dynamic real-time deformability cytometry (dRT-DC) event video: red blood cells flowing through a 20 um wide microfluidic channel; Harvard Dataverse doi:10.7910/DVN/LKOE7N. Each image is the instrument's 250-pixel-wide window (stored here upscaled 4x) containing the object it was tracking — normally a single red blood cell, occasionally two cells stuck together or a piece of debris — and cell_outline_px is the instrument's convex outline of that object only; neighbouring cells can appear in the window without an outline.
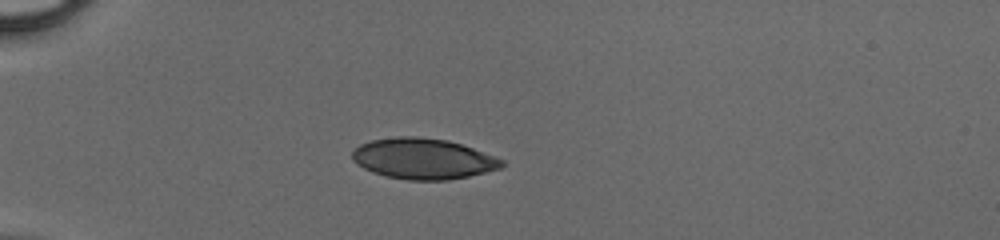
{"species": "human", "species_latin": "Homo sapiens", "temperature_condition": "cold", "stored_images_in_passage": 42, "camera_frame_rate_fps": 3000, "um_per_image_px": 0.085, "donor": {"sex": "male"}, "frame": {"image": 1, "passage_image": 8, "time_ms": 2.333, "image_size_px": [1000, 240], "cell_outline_px": [[504, 164], [500, 168], [468, 176], [448, 180], [408, 180], [384, 176], [372, 172], [356, 164], [352, 160], [352, 152], [360, 144], [372, 140], [396, 136], [416, 136], [448, 140], [472, 148], [504, 160]], "centroid_in_image_um": [35.92, 13.49], "position_along_channel_um": 49.1, "area_um2": 35.43}}
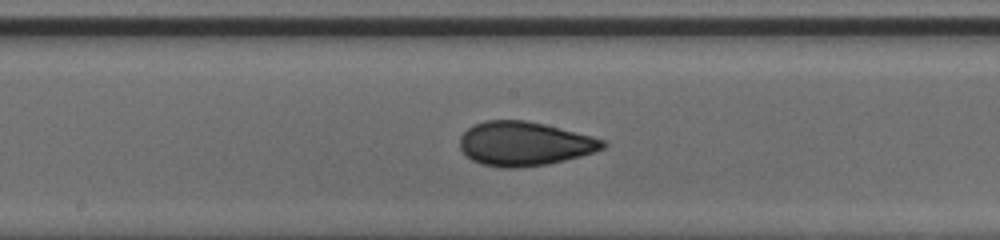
{"frame": {"image": 2, "passage_image": 21, "time_ms": 6.667, "image_size_px": [1000, 240], "cell_outline_px": [[608, 144], [604, 148], [580, 156], [548, 164], [520, 168], [500, 168], [480, 164], [472, 160], [460, 148], [460, 136], [472, 124], [484, 120], [524, 120], [544, 124], [592, 136], [604, 140]], "centroid_in_image_um": [44.55, 12.22], "position_along_channel_um": 203.7, "area_um2": 36.82}}
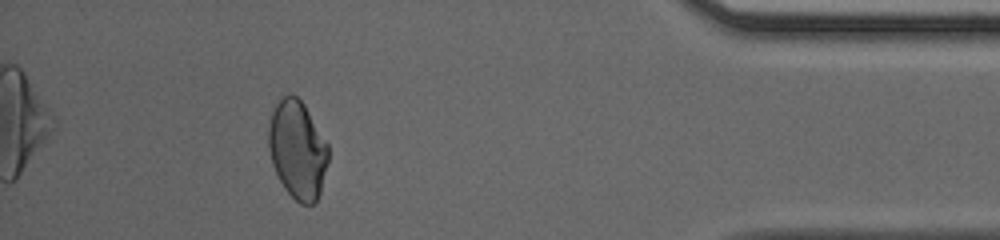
{"frame": {"image": 3, "passage_image": 38, "time_ms": 12.333, "image_size_px": [1000, 240], "cell_outline_px": [[328, 160], [320, 192], [316, 200], [312, 204], [300, 204], [284, 188], [272, 164], [268, 148], [268, 128], [272, 112], [276, 104], [288, 92], [296, 96], [304, 104], [328, 144]], "centroid_in_image_um": [25.27, 12.71], "position_along_channel_um": 409.9, "area_um2": 33.99}}